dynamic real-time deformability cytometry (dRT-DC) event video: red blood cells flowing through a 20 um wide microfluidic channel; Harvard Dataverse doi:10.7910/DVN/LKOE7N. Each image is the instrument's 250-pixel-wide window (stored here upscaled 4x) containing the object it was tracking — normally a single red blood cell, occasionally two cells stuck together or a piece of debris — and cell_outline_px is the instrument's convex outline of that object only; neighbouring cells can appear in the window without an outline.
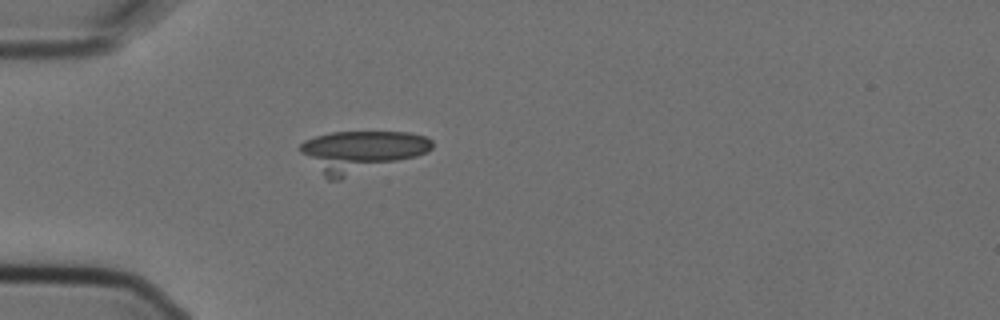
{"species": "Egyptian fruit bat (a non-hibernating species)", "species_latin": "Rousettus aegyptiacus", "temperature_condition": "cold", "stored_images_in_passage": 4, "camera_frame_rate_fps": 3000, "um_per_image_px": 0.085, "animal": {"sex": "female"}, "frame": {"image": 1, "passage_image": 4, "time_ms": 1.0, "image_size_px": [1000, 320], "cell_outline_px": [[432, 148], [428, 152], [416, 156], [340, 180], [328, 180], [300, 152], [300, 144], [304, 140], [316, 136], [332, 132], [408, 132], [424, 136], [432, 140]], "centroid_in_image_um": [30.68, 12.87], "position_along_channel_um": 54.3, "area_um2": 31.62}}